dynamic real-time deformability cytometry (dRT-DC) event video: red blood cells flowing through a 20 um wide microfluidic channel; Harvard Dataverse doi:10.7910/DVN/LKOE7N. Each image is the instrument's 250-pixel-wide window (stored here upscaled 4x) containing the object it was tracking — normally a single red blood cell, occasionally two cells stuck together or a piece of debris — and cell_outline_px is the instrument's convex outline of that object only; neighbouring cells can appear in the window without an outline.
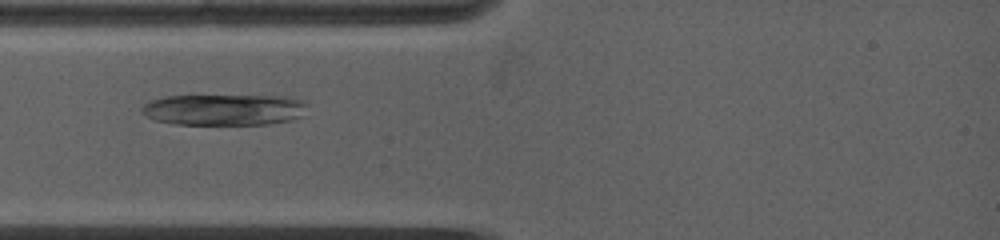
{"species": "common noctule bat (a hibernating species)", "species_latin": "Nyctalus noctula", "temperature_condition": "warm", "stored_images_in_passage": 41, "camera_frame_rate_fps": 5000, "um_per_image_px": 0.085, "animal": {"sex": "female", "body_mass_g": 19.0, "forearm_length_mm": 53.3}, "frame": {"image": 1, "passage_image": 4, "time_ms": 0.6, "image_size_px": [1000, 240], "cell_outline_px": [[304, 104], [300, 116], [292, 120], [268, 124], [176, 124], [156, 120], [148, 116], [140, 108], [144, 104], [152, 100], [164, 96], [288, 96], [300, 100]], "centroid_in_image_um": [19.01, 9.32], "position_along_channel_um": 66.0, "area_um2": 29.59}}
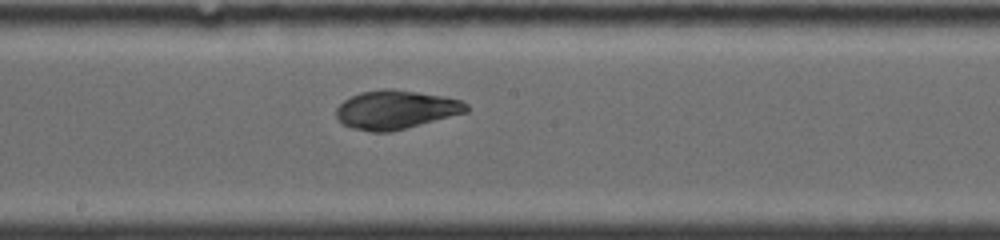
{"frame": {"image": 2, "passage_image": 23, "time_ms": 4.4, "image_size_px": [1000, 240], "cell_outline_px": [[468, 112], [388, 132], [372, 132], [352, 128], [344, 124], [336, 116], [336, 108], [344, 100], [360, 92], [388, 88], [392, 88], [444, 96], [460, 100], [468, 104]], "centroid_in_image_um": [33.64, 9.31], "position_along_channel_um": 214.6, "area_um2": 29.13}}
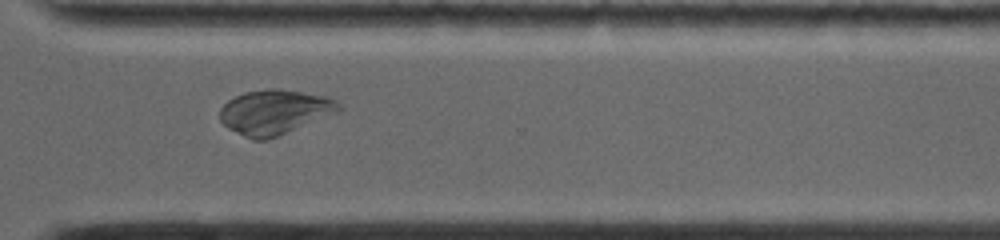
{"frame": {"image": 3, "passage_image": 39, "time_ms": 7.8, "image_size_px": [1000, 240], "cell_outline_px": [[340, 112], [268, 140], [252, 140], [228, 128], [220, 120], [220, 108], [228, 100], [244, 92], [268, 88], [280, 88], [324, 96], [336, 100], [340, 104]], "centroid_in_image_um": [23.35, 9.53], "position_along_channel_um": 347.3, "area_um2": 31.1}, "authors_computed_cell_mechanics": {"area_um2": 29.1312, "velocity_mm_per_s": 3.9001, "shape_relaxation_time_tau1_ms": 7.2602, "shape_relaxation_time_tau2_ms": 0.9638, "deformation_change_tau1": 0.3043, "deformation_change_tau2": 0.0515}}